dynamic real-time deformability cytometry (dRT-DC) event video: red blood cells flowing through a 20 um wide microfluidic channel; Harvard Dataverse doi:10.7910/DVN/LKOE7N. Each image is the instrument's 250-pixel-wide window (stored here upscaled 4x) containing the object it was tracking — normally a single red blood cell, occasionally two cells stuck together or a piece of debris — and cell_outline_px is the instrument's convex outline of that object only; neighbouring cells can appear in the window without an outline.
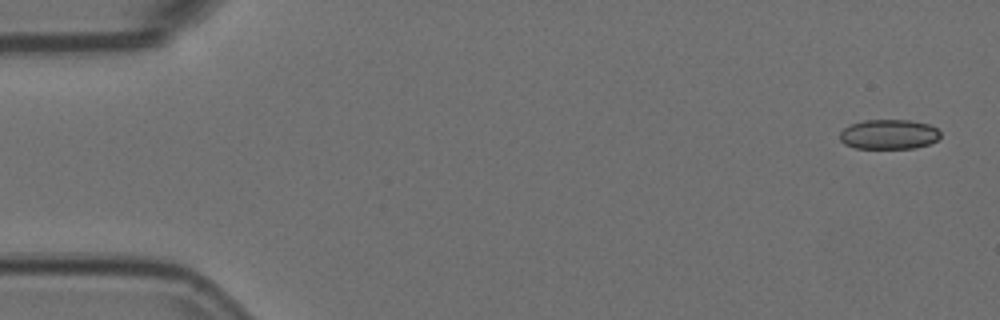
{"species": "Egyptian fruit bat (a non-hibernating species)", "species_latin": "Rousettus aegyptiacus", "temperature_condition": "room temperature", "stored_images_in_passage": 6, "camera_frame_rate_fps": 3000, "um_per_image_px": 0.085, "animal": {"sex": "female"}, "frame": {"image": 1, "passage_image": 1, "time_ms": 0.0, "image_size_px": [1000, 320], "cell_outline_px": [[940, 136], [936, 140], [928, 144], [916, 148], [856, 148], [844, 144], [840, 140], [840, 132], [844, 128], [852, 124], [864, 120], [908, 120], [928, 124], [936, 128], [940, 132]], "centroid_in_image_um": [75.54, 11.42], "position_along_channel_um": 9.5, "area_um2": 17.34}}
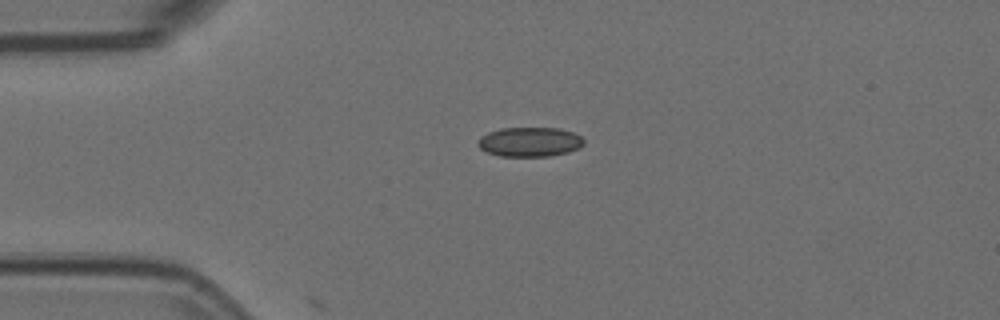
{"frame": {"image": 2, "passage_image": 4, "time_ms": 1.0, "image_size_px": [1000, 320], "cell_outline_px": [[584, 144], [580, 148], [568, 152], [548, 156], [500, 156], [488, 152], [480, 148], [476, 144], [480, 136], [488, 132], [500, 128], [560, 128], [572, 132], [580, 136], [584, 140]], "centroid_in_image_um": [45.02, 12.05], "position_along_channel_um": 40.0, "area_um2": 18.26}}